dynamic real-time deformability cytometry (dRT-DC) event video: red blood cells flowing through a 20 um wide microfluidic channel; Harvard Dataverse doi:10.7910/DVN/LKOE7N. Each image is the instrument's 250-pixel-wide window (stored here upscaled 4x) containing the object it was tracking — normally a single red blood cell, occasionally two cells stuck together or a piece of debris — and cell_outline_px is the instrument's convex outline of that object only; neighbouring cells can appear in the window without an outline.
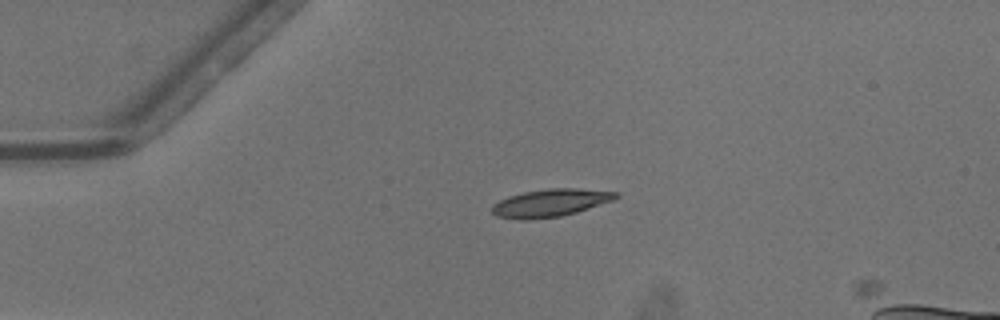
{"species": "common noctule bat (a hibernating species)", "species_latin": "Nyctalus noctula", "temperature_condition": "warm", "stored_images_in_passage": 39, "camera_frame_rate_fps": 3000, "um_per_image_px": 0.085, "animal": {"sex": "male", "body_mass_g": 13.3}, "frame": {"image": 1, "passage_image": 1, "time_ms": 0.0, "image_size_px": [1000, 320], "cell_outline_px": [[620, 196], [612, 200], [576, 212], [560, 216], [524, 220], [520, 220], [496, 216], [492, 212], [492, 204], [508, 196], [524, 192], [548, 188], [576, 188], [620, 192]], "centroid_in_image_um": [46.76, 17.24], "position_along_channel_um": 38.2, "area_um2": 19.88}}
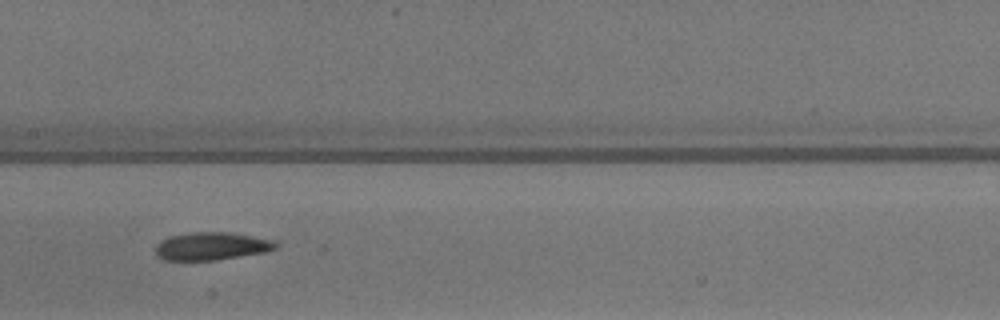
{"frame": {"image": 2, "passage_image": 15, "time_ms": 4.667, "image_size_px": [1000, 320], "cell_outline_px": [[276, 248], [264, 252], [216, 260], [164, 260], [156, 256], [156, 244], [160, 240], [168, 236], [188, 232], [228, 232], [252, 236], [272, 240], [276, 244]], "centroid_in_image_um": [17.9, 20.92], "position_along_channel_um": 189.5, "area_um2": 19.48}}
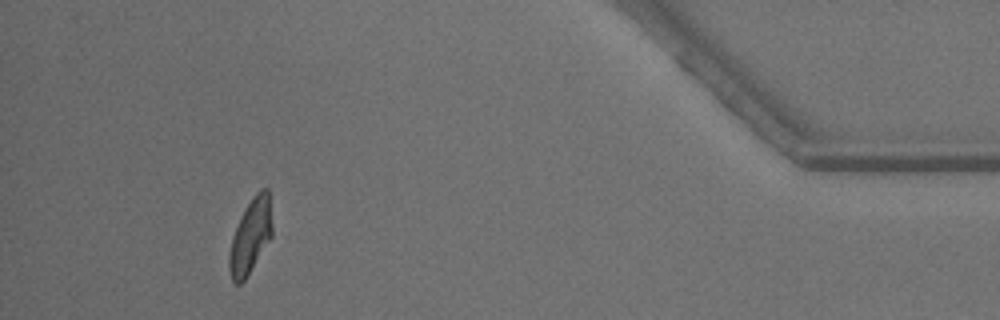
{"frame": {"image": 3, "passage_image": 36, "time_ms": 11.667, "image_size_px": [1000, 320], "cell_outline_px": [[272, 236], [244, 280], [240, 284], [236, 284], [232, 280], [228, 268], [228, 256], [232, 236], [240, 216], [252, 196], [260, 188], [268, 188], [272, 224]], "centroid_in_image_um": [21.28, 20.05], "position_along_channel_um": 413.9, "area_um2": 18.67}}